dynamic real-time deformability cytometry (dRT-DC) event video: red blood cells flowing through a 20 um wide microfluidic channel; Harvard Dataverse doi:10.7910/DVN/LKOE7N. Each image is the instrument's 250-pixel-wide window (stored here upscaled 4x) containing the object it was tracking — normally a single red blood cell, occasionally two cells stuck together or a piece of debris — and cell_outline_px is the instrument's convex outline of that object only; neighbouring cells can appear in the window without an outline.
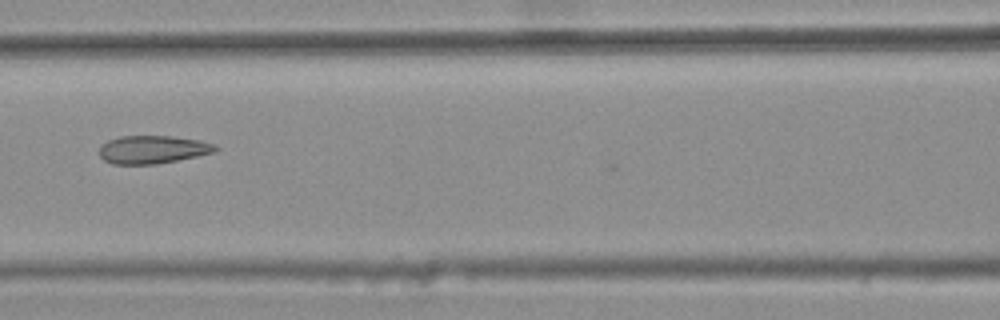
{"species": "common noctule bat (a hibernating species)", "species_latin": "Nyctalus noctula", "temperature_condition": "warm", "stored_images_in_passage": 6, "camera_frame_rate_fps": 3000, "um_per_image_px": 0.085, "animal": {"sex": "female", "body_mass_g": 25.1}, "frame": {"image": 1, "passage_image": 6, "time_ms": 1.667, "image_size_px": [1000, 320], "cell_outline_px": [[220, 148], [216, 152], [156, 164], [112, 164], [104, 160], [100, 156], [100, 148], [108, 140], [120, 136], [172, 136], [200, 140], [216, 144]], "centroid_in_image_um": [13.02, 12.7], "position_along_channel_um": 153.6, "area_um2": 18.96}}